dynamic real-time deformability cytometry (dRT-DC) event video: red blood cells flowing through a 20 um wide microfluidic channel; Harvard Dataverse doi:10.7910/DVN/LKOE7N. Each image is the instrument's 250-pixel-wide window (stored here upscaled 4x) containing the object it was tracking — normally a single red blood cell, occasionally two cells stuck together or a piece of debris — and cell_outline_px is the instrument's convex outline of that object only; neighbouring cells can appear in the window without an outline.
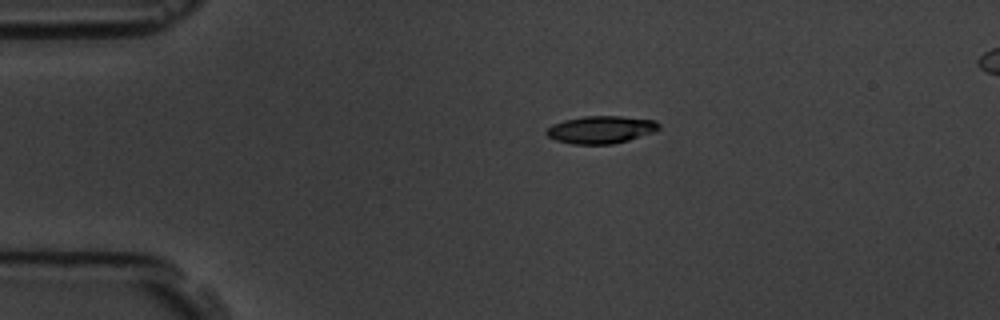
{"species": "common noctule bat (a hibernating species)", "species_latin": "Nyctalus noctula", "temperature_condition": "room temperature", "stored_images_in_passage": 47, "camera_frame_rate_fps": 3000, "um_per_image_px": 0.085, "animal": {"sex": "male", "body_mass_g": 19.5, "forearm_length_mm": 54.6}, "frame": {"image": 1, "passage_image": 1, "time_ms": 0.0, "image_size_px": [1000, 320], "cell_outline_px": [[660, 128], [652, 132], [628, 140], [612, 144], [572, 144], [556, 140], [548, 136], [544, 132], [552, 124], [564, 120], [580, 116], [620, 116], [656, 120], [660, 124]], "centroid_in_image_um": [51.06, 11.01], "position_along_channel_um": 33.9, "area_um2": 18.03}}
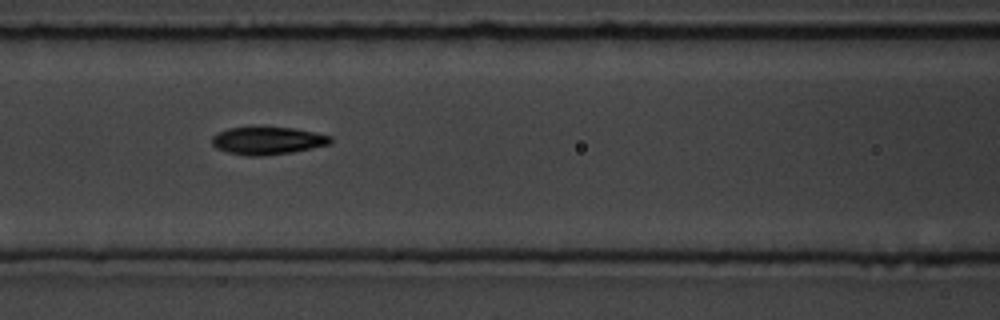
{"frame": {"image": 2, "passage_image": 14, "time_ms": 4.333, "image_size_px": [1000, 320], "cell_outline_px": [[332, 144], [292, 152], [260, 156], [248, 156], [228, 152], [216, 148], [212, 144], [212, 136], [216, 132], [228, 128], [252, 124], [292, 128], [332, 136]], "centroid_in_image_um": [22.7, 11.91], "position_along_channel_um": 143.9, "area_um2": 19.83}}
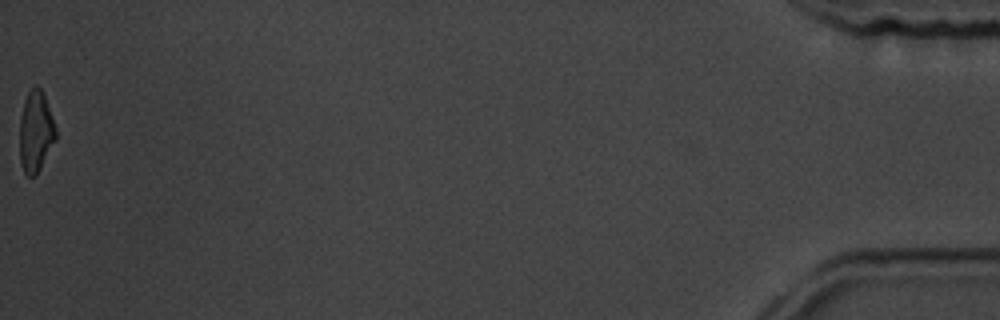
{"frame": {"image": 3, "passage_image": 47, "time_ms": 15.333, "image_size_px": [1000, 320], "cell_outline_px": [[56, 140], [36, 176], [28, 176], [24, 172], [20, 160], [20, 116], [24, 100], [28, 92], [36, 84], [40, 88], [44, 96], [56, 128]], "centroid_in_image_um": [3.03, 11.2], "position_along_channel_um": 432.2, "area_um2": 16.99}, "authors_computed_cell_mechanics": {"area_um2": 18.6116, "velocity_mm_per_s": 3.546, "shape_relaxation_time_tau1_ms": 2.6354, "shape_relaxation_time_tau2_ms": 2.9093, "deformation_change_tau1": 0.137, "deformation_change_tau2": 0.089}}